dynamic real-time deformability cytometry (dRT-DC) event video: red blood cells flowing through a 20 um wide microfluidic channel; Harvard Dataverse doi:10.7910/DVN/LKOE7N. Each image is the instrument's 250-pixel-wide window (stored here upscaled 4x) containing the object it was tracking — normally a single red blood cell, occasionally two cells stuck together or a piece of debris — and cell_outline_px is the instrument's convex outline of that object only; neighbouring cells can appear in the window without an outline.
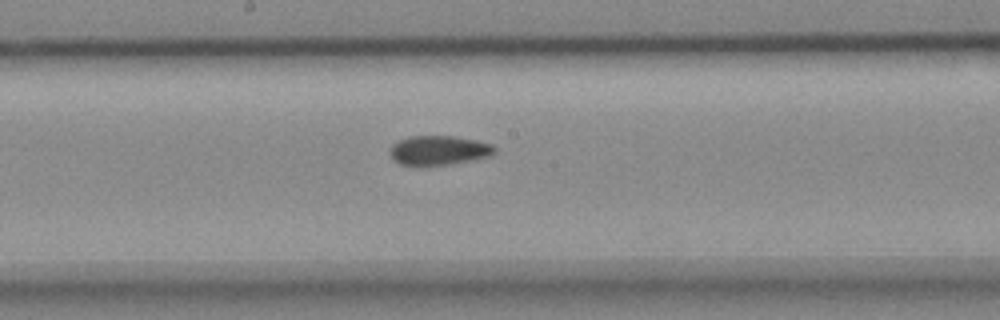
{"species": "common noctule bat (a hibernating species)", "species_latin": "Nyctalus noctula", "temperature_condition": "cold", "stored_images_in_passage": 18, "segment_of_instrument_passage": [2, 2], "camera_frame_rate_fps": 3000, "um_per_image_px": 0.085, "animal": {"sex": "female", "body_mass_g": 18.4}, "frame": {"image": 1, "passage_image": 9, "time_ms": 2.667, "image_size_px": [1000, 320], "cell_outline_px": [[496, 152], [488, 156], [448, 164], [400, 164], [392, 160], [388, 152], [388, 148], [392, 144], [408, 136], [452, 136], [476, 140], [492, 144], [496, 148]], "centroid_in_image_um": [37.25, 12.75], "position_along_channel_um": 211.0, "area_um2": 17.69}}
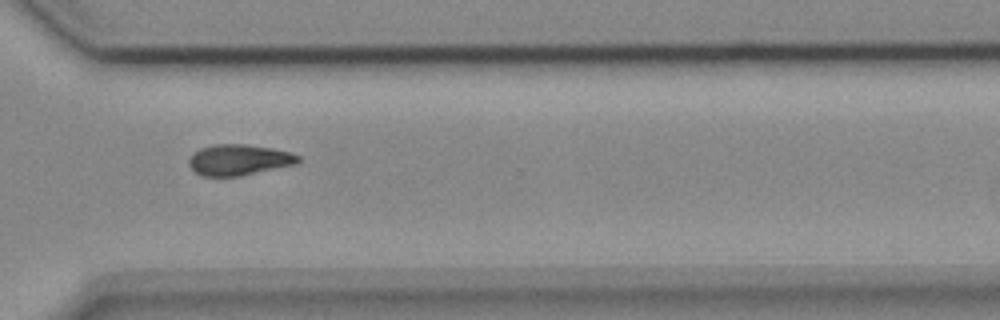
{"frame": {"image": 2, "passage_image": 14, "time_ms": 4.333, "image_size_px": [1000, 320], "cell_outline_px": [[300, 160], [296, 164], [240, 176], [200, 176], [188, 164], [188, 160], [200, 148], [212, 144], [244, 144], [272, 148], [288, 152], [300, 156]], "centroid_in_image_um": [20.3, 13.59], "position_along_channel_um": 350.3, "area_um2": 19.54}}
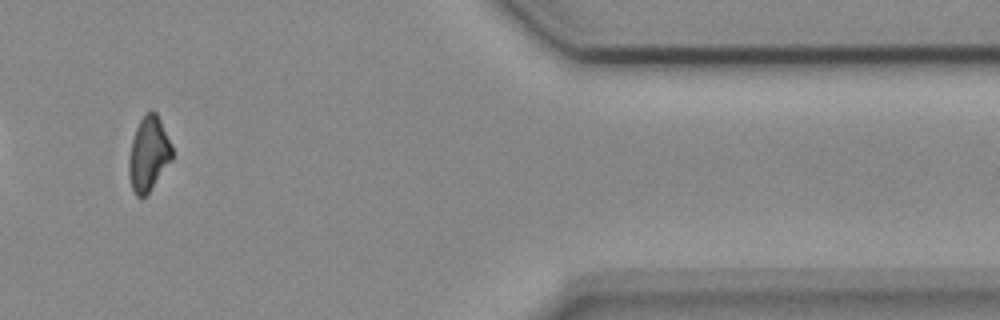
{"frame": {"image": 3, "passage_image": 16, "time_ms": 5.0, "image_size_px": [1000, 320], "cell_outline_px": [[172, 160], [148, 192], [144, 196], [136, 196], [132, 188], [128, 172], [128, 160], [132, 140], [136, 128], [140, 120], [152, 108], [156, 112], [172, 144]], "centroid_in_image_um": [12.63, 13.06], "position_along_channel_um": 398.8, "area_um2": 18.55}}